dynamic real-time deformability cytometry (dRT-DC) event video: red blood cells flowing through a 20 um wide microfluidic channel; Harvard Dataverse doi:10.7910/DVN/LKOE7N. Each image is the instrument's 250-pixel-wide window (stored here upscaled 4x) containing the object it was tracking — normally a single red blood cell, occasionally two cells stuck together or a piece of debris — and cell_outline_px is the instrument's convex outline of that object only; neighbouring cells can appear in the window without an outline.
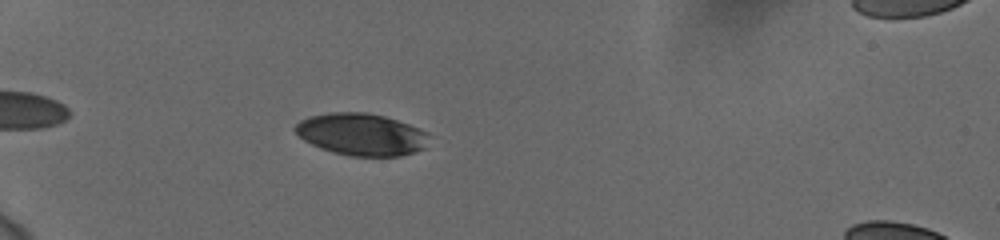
{"species": "human", "species_latin": "Homo sapiens", "temperature_condition": "cold", "stored_images_in_passage": 39, "camera_frame_rate_fps": 3000, "um_per_image_px": 0.085, "donor": {"sex": "female"}, "frame": {"image": 1, "passage_image": 7, "time_ms": 2.0, "image_size_px": [1000, 240], "cell_outline_px": [[432, 136], [424, 148], [416, 152], [400, 156], [352, 156], [332, 152], [320, 148], [304, 140], [292, 128], [300, 120], [308, 116], [328, 112], [368, 112], [384, 116], [408, 124], [428, 132]], "centroid_in_image_um": [30.73, 11.42], "position_along_channel_um": 54.3, "area_um2": 33.12}}
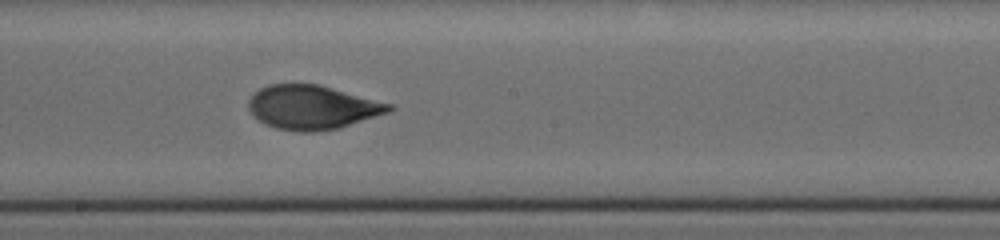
{"frame": {"image": 2, "passage_image": 23, "time_ms": 7.333, "image_size_px": [1000, 240], "cell_outline_px": [[396, 108], [388, 112], [340, 128], [316, 132], [300, 132], [276, 128], [264, 124], [252, 116], [248, 108], [248, 100], [260, 88], [268, 84], [320, 84], [392, 104]], "centroid_in_image_um": [26.53, 9.12], "position_along_channel_um": 221.7, "area_um2": 36.24}}
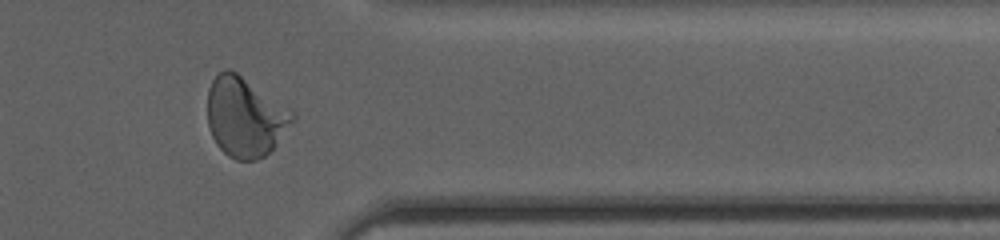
{"frame": {"image": 3, "passage_image": 37, "time_ms": 12.0, "image_size_px": [1000, 240], "cell_outline_px": [[296, 120], [276, 144], [264, 156], [256, 160], [236, 160], [228, 156], [216, 144], [212, 136], [208, 124], [208, 88], [212, 80], [224, 68], [228, 68], [236, 72], [296, 112]], "centroid_in_image_um": [20.85, 9.94], "position_along_channel_um": 390.5, "area_um2": 39.54}, "authors_computed_cell_mechanics": {"area_um2": 35.7782, "velocity_mm_per_s": 3.7176, "shape_relaxation_time_tau1_ms": 3.9679, "shape_relaxation_time_tau2_ms": null, "deformation_change_tau1": 0.1655, "deformation_change_tau2": null}}